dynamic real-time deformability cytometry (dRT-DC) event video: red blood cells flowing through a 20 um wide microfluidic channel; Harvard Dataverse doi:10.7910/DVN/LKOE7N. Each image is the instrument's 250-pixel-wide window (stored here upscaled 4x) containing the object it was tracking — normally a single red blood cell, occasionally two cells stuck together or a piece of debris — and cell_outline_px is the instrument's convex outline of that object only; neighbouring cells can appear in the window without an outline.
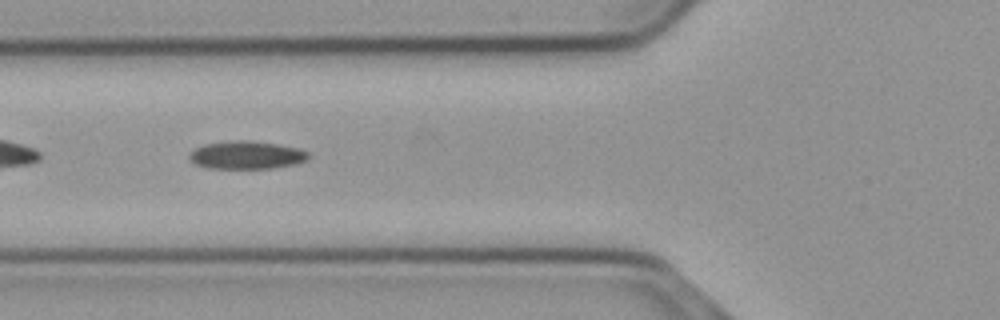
{"species": "common noctule bat (a hibernating species)", "species_latin": "Nyctalus noctula", "temperature_condition": "cold", "stored_images_in_passage": 40, "camera_frame_rate_fps": 3000, "um_per_image_px": 0.085, "animal": {"sex": "male", "body_mass_g": 23.1, "forearm_length_mm": 52.7}, "frame": {"image": 1, "passage_image": 5, "time_ms": 1.333, "image_size_px": [1000, 320], "cell_outline_px": [[308, 160], [296, 164], [272, 168], [208, 168], [196, 164], [188, 156], [196, 148], [204, 144], [232, 140], [248, 140], [276, 144], [300, 148], [308, 152]], "centroid_in_image_um": [20.99, 13.17], "position_along_channel_um": 104.8, "area_um2": 19.31}}
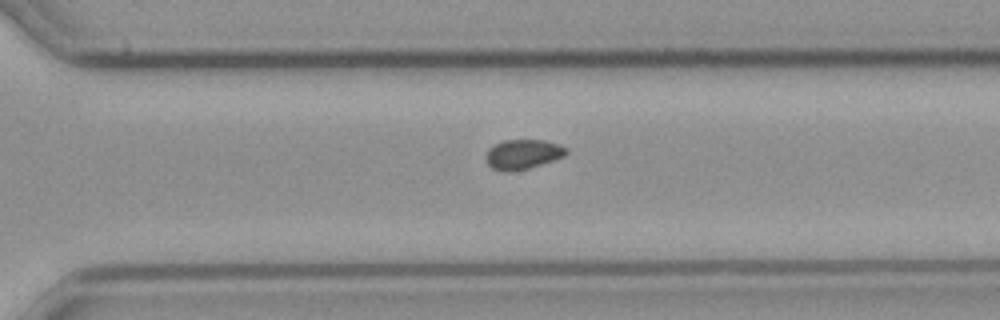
{"frame": {"image": 2, "passage_image": 23, "time_ms": 7.333, "image_size_px": [1000, 320], "cell_outline_px": [[568, 152], [564, 156], [528, 168], [508, 172], [492, 168], [484, 160], [488, 148], [504, 140], [544, 140], [568, 148]], "centroid_in_image_um": [44.41, 13.11], "position_along_channel_um": 326.2, "area_um2": 13.76}}
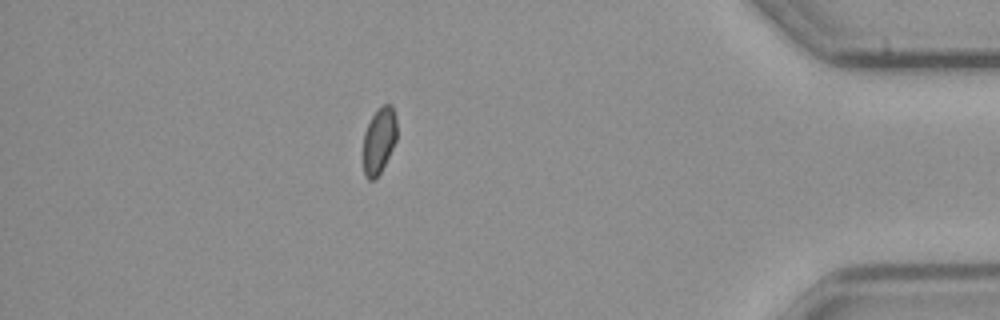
{"frame": {"image": 3, "passage_image": 33, "time_ms": 10.667, "image_size_px": [1000, 320], "cell_outline_px": [[396, 140], [380, 172], [372, 180], [368, 180], [364, 172], [364, 132], [372, 116], [384, 104], [392, 104], [396, 116]], "centroid_in_image_um": [32.23, 11.91], "position_along_channel_um": 403.0, "area_um2": 12.6}}